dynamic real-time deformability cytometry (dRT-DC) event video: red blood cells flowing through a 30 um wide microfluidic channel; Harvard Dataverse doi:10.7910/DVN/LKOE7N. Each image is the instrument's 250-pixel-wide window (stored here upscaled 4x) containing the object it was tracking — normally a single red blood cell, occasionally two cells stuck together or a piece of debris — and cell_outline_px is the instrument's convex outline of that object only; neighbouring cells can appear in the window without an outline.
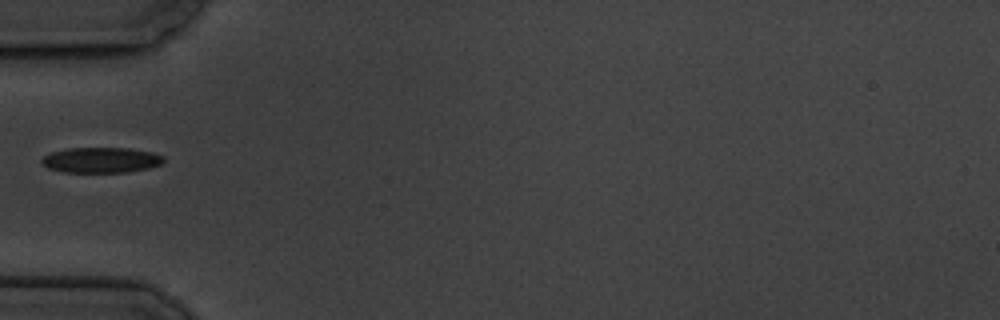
{"species": "common noctule bat (a hibernating species)", "species_latin": "Nyctalus noctula", "temperature_condition": "cold", "stored_images_in_passage": 2, "camera_frame_rate_fps": 3000, "um_per_image_px": 0.085, "animal": {"sex": "male", "body_mass_g": 19.5, "forearm_length_mm": 54.6}, "frame": {"image": 1, "passage_image": 2, "time_ms": 1.0, "image_size_px": [1000, 320], "cell_outline_px": [[164, 160], [160, 164], [148, 168], [128, 172], [64, 172], [48, 168], [40, 164], [40, 160], [44, 156], [52, 152], [68, 148], [128, 148], [152, 152], [164, 156]], "centroid_in_image_um": [8.57, 13.6], "position_along_channel_um": 76.4, "area_um2": 18.09}}